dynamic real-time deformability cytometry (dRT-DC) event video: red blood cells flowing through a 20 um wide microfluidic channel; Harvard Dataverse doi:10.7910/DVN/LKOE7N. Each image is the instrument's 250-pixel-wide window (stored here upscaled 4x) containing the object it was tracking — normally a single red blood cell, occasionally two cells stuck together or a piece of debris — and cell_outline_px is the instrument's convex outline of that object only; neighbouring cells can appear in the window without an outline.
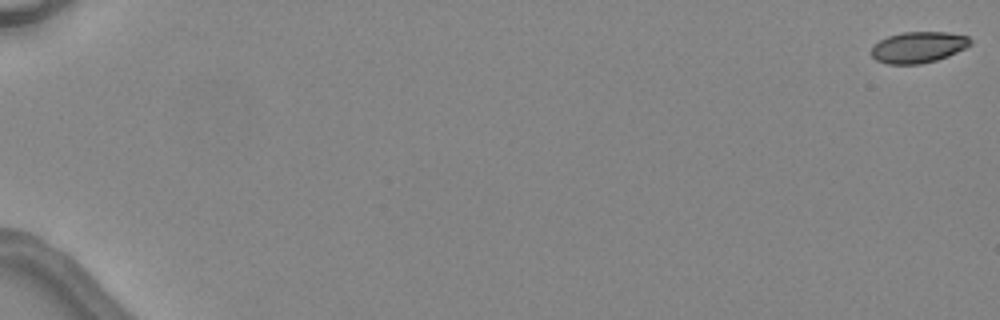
{"species": "common noctule bat (a hibernating species)", "species_latin": "Nyctalus noctula", "temperature_condition": "warm", "stored_images_in_passage": 5, "camera_frame_rate_fps": 3000, "um_per_image_px": 0.085, "animal": {"sex": "female", "body_mass_g": 24.6, "forearm_length_mm": 56.2}, "frame": {"image": 1, "passage_image": 1, "time_ms": 0.0, "image_size_px": [1000, 320], "cell_outline_px": [[972, 44], [948, 56], [936, 60], [920, 64], [888, 64], [876, 60], [872, 56], [872, 48], [880, 40], [888, 36], [904, 32], [948, 32], [968, 36], [972, 40]], "centroid_in_image_um": [78.08, 4.01], "position_along_channel_um": 6.9, "area_um2": 17.86}}
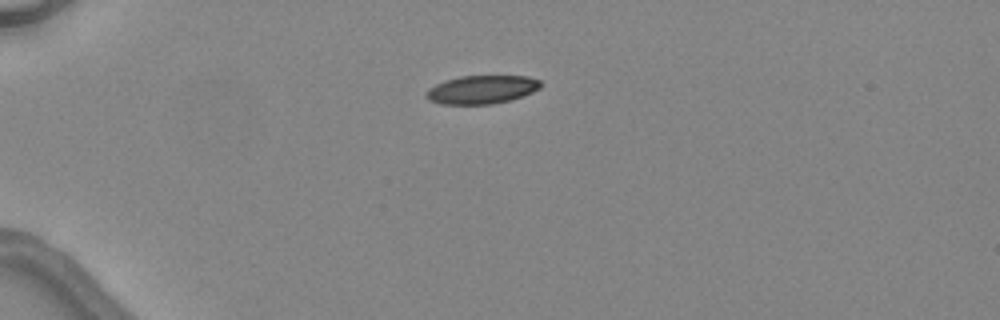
{"frame": {"image": 2, "passage_image": 4, "time_ms": 4.667, "image_size_px": [1000, 320], "cell_outline_px": [[540, 88], [532, 92], [508, 100], [492, 104], [440, 104], [428, 100], [424, 96], [428, 88], [444, 80], [460, 76], [528, 76], [540, 80]], "centroid_in_image_um": [40.89, 7.61], "position_along_channel_um": 44.1, "area_um2": 18.9}}